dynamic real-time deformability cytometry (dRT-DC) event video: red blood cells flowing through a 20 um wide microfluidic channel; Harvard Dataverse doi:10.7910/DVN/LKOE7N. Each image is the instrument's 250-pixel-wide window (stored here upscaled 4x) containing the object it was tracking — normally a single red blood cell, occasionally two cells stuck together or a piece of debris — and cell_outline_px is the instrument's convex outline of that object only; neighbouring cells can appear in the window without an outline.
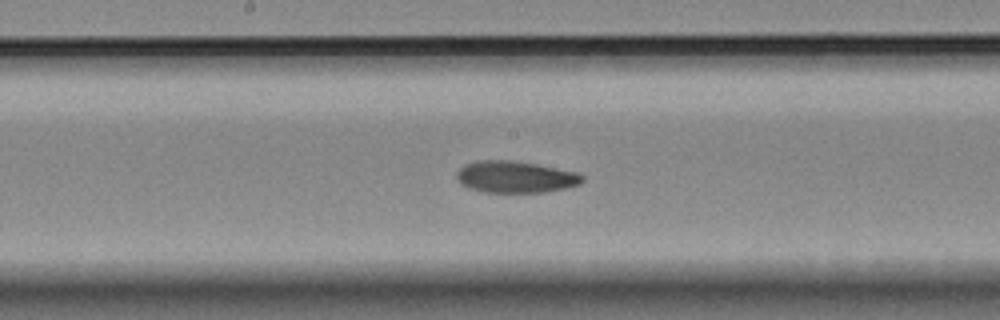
{"species": "Egyptian fruit bat (a non-hibernating species)", "species_latin": "Rousettus aegyptiacus", "temperature_condition": "room temperature", "stored_images_in_passage": 26, "camera_frame_rate_fps": 3000, "um_per_image_px": 0.085, "animal": {"sex": "female"}, "frame": {"image": 1, "passage_image": 10, "time_ms": 3.0, "image_size_px": [1000, 320], "cell_outline_px": [[584, 180], [580, 184], [548, 192], [484, 192], [468, 188], [460, 184], [456, 180], [456, 172], [464, 164], [476, 160], [512, 160], [536, 164], [576, 172], [584, 176]], "centroid_in_image_um": [43.76, 15.04], "position_along_channel_um": 204.4, "area_um2": 23.41}}